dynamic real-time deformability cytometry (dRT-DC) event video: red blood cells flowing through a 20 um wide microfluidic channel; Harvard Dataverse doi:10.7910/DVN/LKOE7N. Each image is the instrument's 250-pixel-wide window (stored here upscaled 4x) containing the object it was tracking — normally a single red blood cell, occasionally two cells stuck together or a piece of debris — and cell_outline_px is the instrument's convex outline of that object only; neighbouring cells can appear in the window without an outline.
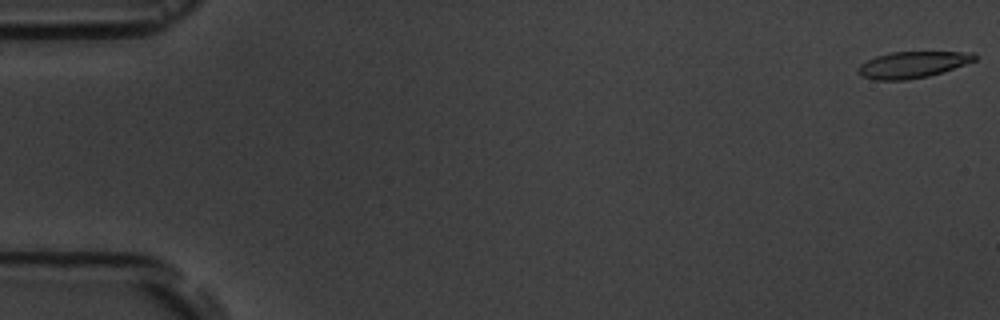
{"species": "common noctule bat (a hibernating species)", "species_latin": "Nyctalus noctula", "temperature_condition": "room temperature", "stored_images_in_passage": 15, "camera_frame_rate_fps": 3000, "um_per_image_px": 0.085, "animal": {"sex": "male", "body_mass_g": 19.5, "forearm_length_mm": 54.6}, "frame": {"image": 1, "passage_image": 1, "time_ms": 0.0, "image_size_px": [1000, 320], "cell_outline_px": [[976, 60], [928, 76], [908, 80], [876, 80], [860, 76], [860, 64], [876, 56], [892, 52], [976, 52]], "centroid_in_image_um": [77.56, 5.49], "position_along_channel_um": 7.4, "area_um2": 17.63}}
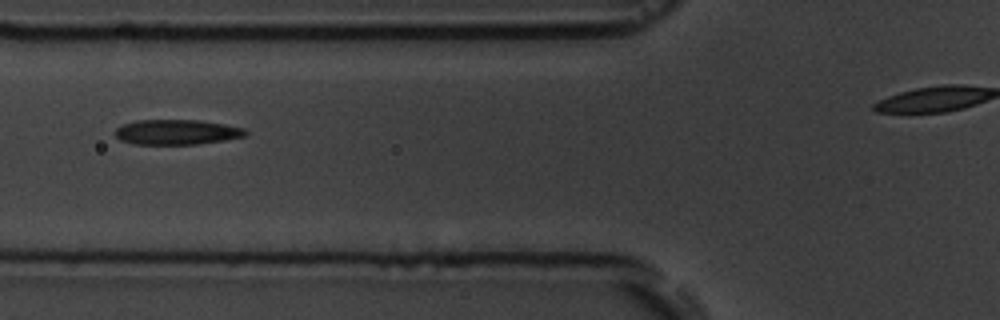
{"frame": {"image": 2, "passage_image": 7, "time_ms": 7.0, "image_size_px": [1000, 320], "cell_outline_px": [[248, 132], [244, 136], [224, 140], [196, 144], [136, 144], [120, 140], [116, 136], [116, 128], [124, 124], [136, 120], [200, 120], [224, 124], [244, 128]], "centroid_in_image_um": [15.03, 11.22], "position_along_channel_um": 110.8, "area_um2": 18.9}}
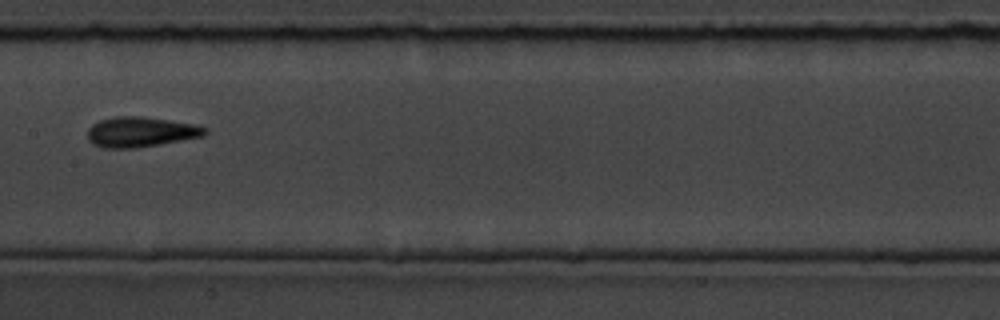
{"frame": {"image": 3, "passage_image": 9, "time_ms": 9.333, "image_size_px": [1000, 320], "cell_outline_px": [[208, 132], [204, 136], [132, 148], [104, 148], [92, 144], [88, 140], [88, 128], [92, 124], [100, 120], [116, 116], [144, 116], [196, 124], [208, 128]], "centroid_in_image_um": [11.95, 11.2], "position_along_channel_um": 195.4, "area_um2": 20.63}}